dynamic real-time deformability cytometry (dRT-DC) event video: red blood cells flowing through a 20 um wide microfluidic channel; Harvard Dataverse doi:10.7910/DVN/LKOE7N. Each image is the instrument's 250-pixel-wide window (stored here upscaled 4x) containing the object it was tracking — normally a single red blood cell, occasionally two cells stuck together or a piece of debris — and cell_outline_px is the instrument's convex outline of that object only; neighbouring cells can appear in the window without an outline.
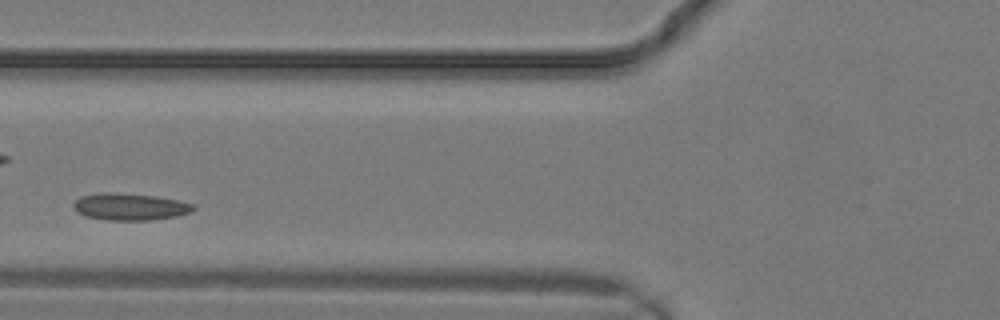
{"species": "common noctule bat (a hibernating species)", "species_latin": "Nyctalus noctula", "temperature_condition": "warm", "stored_images_in_passage": 4, "camera_frame_rate_fps": 3000, "um_per_image_px": 0.085, "animal": {"sex": "male", "body_mass_g": 19.2, "forearm_length_mm": 51.8}, "frame": {"image": 1, "passage_image": 3, "time_ms": 0.667, "image_size_px": [1000, 320], "cell_outline_px": [[196, 208], [192, 212], [176, 216], [148, 220], [108, 220], [88, 216], [76, 212], [72, 208], [72, 204], [80, 196], [100, 192], [112, 192], [156, 196], [196, 204]], "centroid_in_image_um": [11.04, 17.56], "position_along_channel_um": 114.8, "area_um2": 18.9}}